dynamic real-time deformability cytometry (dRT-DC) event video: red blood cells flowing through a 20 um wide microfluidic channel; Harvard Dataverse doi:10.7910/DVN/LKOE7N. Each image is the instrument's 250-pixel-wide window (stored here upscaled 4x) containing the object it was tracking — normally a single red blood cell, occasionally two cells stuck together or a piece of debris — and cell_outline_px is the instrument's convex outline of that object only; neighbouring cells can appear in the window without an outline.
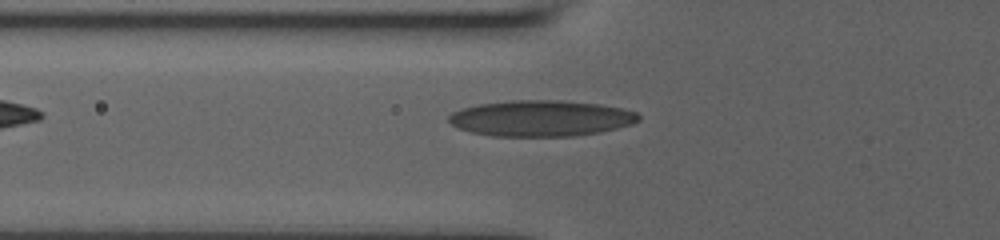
{"species": "human", "species_latin": "Homo sapiens", "temperature_condition": "room temperature", "stored_images_in_passage": 30, "camera_frame_rate_fps": 3000, "um_per_image_px": 0.085, "donor": {"sex": "male"}, "frame": {"image": 1, "passage_image": 2, "time_ms": 0.333, "image_size_px": [1000, 240], "cell_outline_px": [[640, 120], [632, 124], [600, 132], [572, 136], [492, 136], [472, 132], [460, 128], [452, 124], [448, 120], [448, 116], [452, 112], [460, 108], [476, 104], [508, 100], [560, 100], [600, 104], [620, 108], [636, 112], [640, 116]], "centroid_in_image_um": [45.96, 10.04], "position_along_channel_um": 79.8, "area_um2": 39.94}}
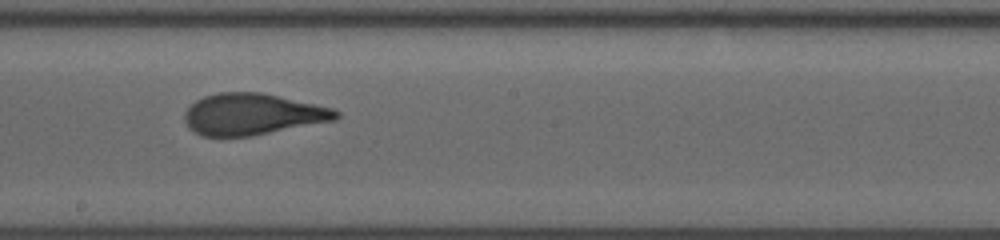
{"frame": {"image": 2, "passage_image": 11, "time_ms": 4.0, "image_size_px": [1000, 240], "cell_outline_px": [[340, 116], [336, 120], [252, 136], [204, 136], [188, 128], [184, 120], [184, 112], [196, 100], [204, 96], [216, 92], [260, 92], [332, 108], [340, 112]], "centroid_in_image_um": [21.45, 9.71], "position_along_channel_um": 226.8, "area_um2": 36.47}}
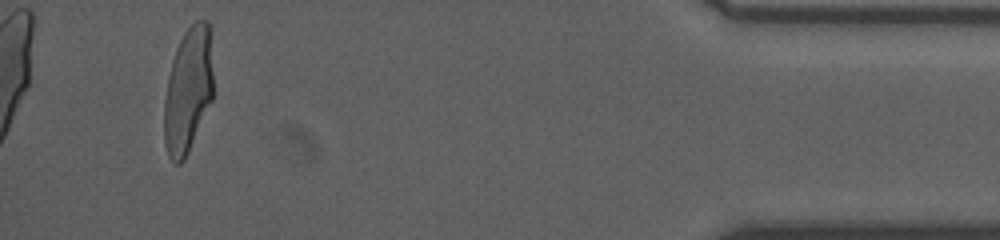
{"frame": {"image": 3, "passage_image": 27, "time_ms": 10.333, "image_size_px": [1000, 240], "cell_outline_px": [[212, 100], [188, 152], [184, 160], [180, 164], [172, 164], [168, 156], [164, 144], [164, 100], [168, 76], [172, 60], [176, 48], [184, 32], [196, 20], [208, 20], [212, 28]], "centroid_in_image_um": [15.99, 7.64], "position_along_channel_um": 419.2, "area_um2": 36.41}}